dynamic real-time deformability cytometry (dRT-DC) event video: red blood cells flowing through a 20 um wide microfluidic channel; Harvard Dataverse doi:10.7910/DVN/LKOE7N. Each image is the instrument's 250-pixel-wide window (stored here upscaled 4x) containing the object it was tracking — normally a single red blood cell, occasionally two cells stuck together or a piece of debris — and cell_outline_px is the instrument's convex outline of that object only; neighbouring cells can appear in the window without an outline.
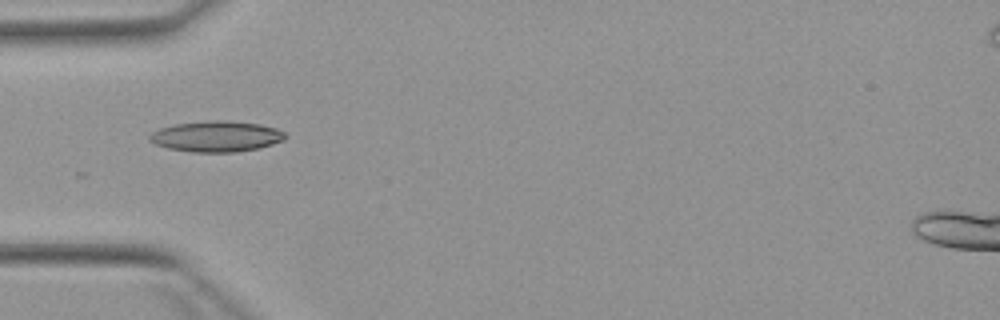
{"species": "Egyptian fruit bat (a non-hibernating species)", "species_latin": "Rousettus aegyptiacus", "temperature_condition": "warm", "stored_images_in_passage": 4, "camera_frame_rate_fps": 3000, "um_per_image_px": 0.085, "animal": {"sex": "female"}, "frame": {"image": 1, "passage_image": 4, "time_ms": 4.667, "image_size_px": [1000, 320], "cell_outline_px": [[288, 136], [284, 140], [260, 148], [236, 152], [192, 152], [168, 148], [156, 144], [148, 140], [148, 136], [152, 132], [160, 128], [176, 124], [208, 120], [228, 120], [260, 124], [276, 128], [284, 132]], "centroid_in_image_um": [18.41, 11.59], "position_along_channel_um": 66.6, "area_um2": 24.51}}